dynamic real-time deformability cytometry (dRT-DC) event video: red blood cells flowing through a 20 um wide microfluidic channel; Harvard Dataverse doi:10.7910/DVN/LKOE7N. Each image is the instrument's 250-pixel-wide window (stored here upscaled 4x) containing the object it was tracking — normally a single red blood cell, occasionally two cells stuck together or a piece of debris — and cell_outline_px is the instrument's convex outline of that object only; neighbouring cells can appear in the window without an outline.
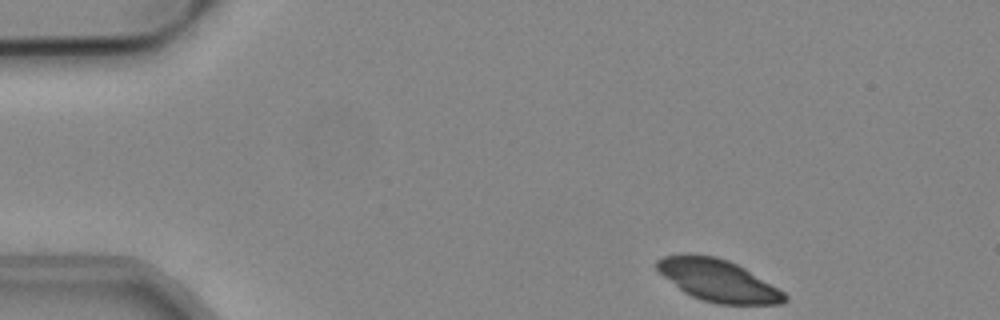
{"species": "common noctule bat (a hibernating species)", "species_latin": "Nyctalus noctula", "temperature_condition": "cold", "stored_images_in_passage": 9, "camera_frame_rate_fps": 3000, "um_per_image_px": 0.085, "animal": {"sex": "male", "body_mass_g": 19.2, "forearm_length_mm": 51.8}, "frame": {"image": 1, "passage_image": 1, "time_ms": 0.0, "image_size_px": [1000, 320], "cell_outline_px": [[788, 300], [780, 304], [716, 304], [700, 300], [684, 292], [664, 276], [656, 268], [656, 260], [664, 256], [716, 256], [728, 260], [744, 268], [784, 292], [788, 296]], "centroid_in_image_um": [61.07, 23.87], "position_along_channel_um": 23.9, "area_um2": 30.52}}